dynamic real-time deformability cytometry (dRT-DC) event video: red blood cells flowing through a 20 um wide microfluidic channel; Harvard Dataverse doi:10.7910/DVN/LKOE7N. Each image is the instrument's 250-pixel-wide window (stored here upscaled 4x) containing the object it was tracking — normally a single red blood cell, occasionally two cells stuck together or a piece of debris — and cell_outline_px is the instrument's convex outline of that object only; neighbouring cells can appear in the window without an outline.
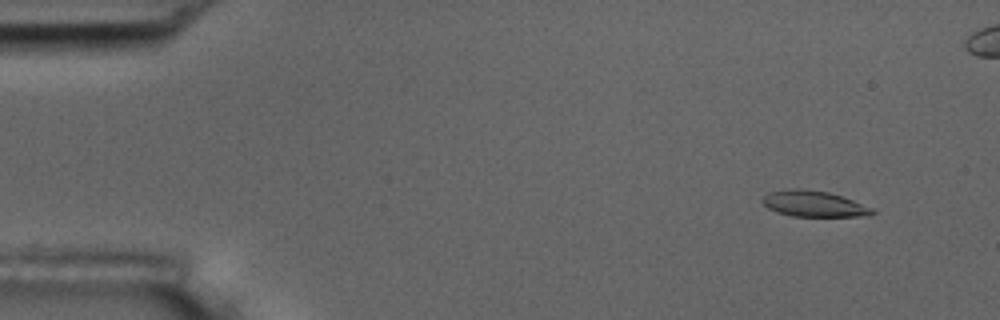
{"species": "common noctule bat (a hibernating species)", "species_latin": "Nyctalus noctula", "temperature_condition": "room temperature", "stored_images_in_passage": 6, "camera_frame_rate_fps": 3000, "um_per_image_px": 0.085, "animal": {"sex": "male", "body_mass_g": 17.5, "forearm_length_mm": 52.3}, "frame": {"image": 1, "passage_image": 2, "time_ms": 1.0, "image_size_px": [1000, 320], "cell_outline_px": [[876, 212], [872, 216], [792, 216], [776, 212], [768, 208], [760, 200], [768, 192], [796, 188], [800, 188], [828, 192], [852, 200], [872, 208]], "centroid_in_image_um": [69.16, 17.33], "position_along_channel_um": 15.8, "area_um2": 16.53}}